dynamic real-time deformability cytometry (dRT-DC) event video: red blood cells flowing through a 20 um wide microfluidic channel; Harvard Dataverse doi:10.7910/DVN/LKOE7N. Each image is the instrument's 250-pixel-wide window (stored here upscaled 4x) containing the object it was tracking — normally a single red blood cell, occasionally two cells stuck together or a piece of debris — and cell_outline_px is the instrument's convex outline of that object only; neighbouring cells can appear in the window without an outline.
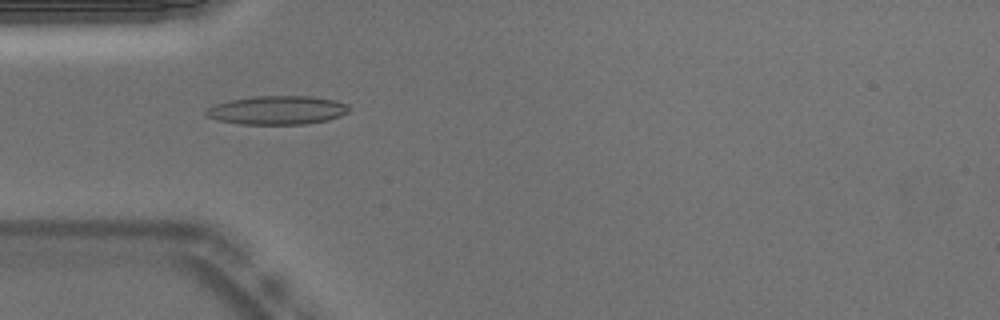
{"species": "Egyptian fruit bat (a non-hibernating species)", "species_latin": "Rousettus aegyptiacus", "temperature_condition": "warm", "stored_images_in_passage": 52, "camera_frame_rate_fps": 3000, "um_per_image_px": 0.085, "animal": {"sex": "male"}, "frame": {"image": 1, "passage_image": 15, "time_ms": 4.667, "image_size_px": [1000, 320], "cell_outline_px": [[348, 112], [340, 116], [328, 120], [304, 124], [240, 124], [216, 120], [204, 116], [204, 112], [208, 108], [216, 104], [232, 100], [252, 96], [312, 96], [336, 100], [348, 104]], "centroid_in_image_um": [23.56, 9.36], "position_along_channel_um": 61.4, "area_um2": 23.99}}
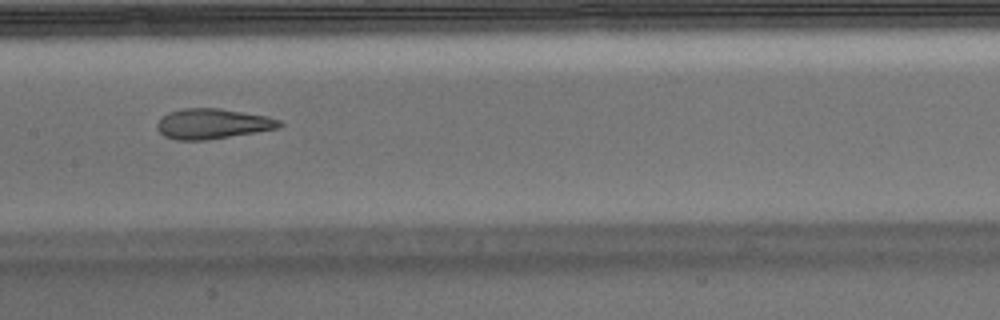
{"frame": {"image": 2, "passage_image": 25, "time_ms": 8.0, "image_size_px": [1000, 320], "cell_outline_px": [[284, 124], [280, 128], [256, 132], [204, 140], [176, 140], [164, 136], [156, 128], [156, 124], [168, 112], [184, 108], [216, 108], [268, 116], [280, 120]], "centroid_in_image_um": [18.08, 10.52], "position_along_channel_um": 189.3, "area_um2": 21.44}}
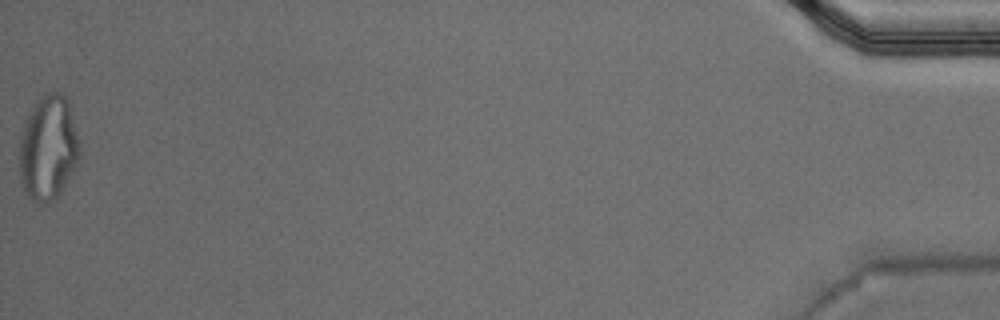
{"frame": {"image": 3, "passage_image": 52, "time_ms": 17.0, "image_size_px": [1000, 320], "cell_outline_px": [[80, 156], [64, 188], [56, 200], [40, 204], [32, 200], [24, 192], [20, 180], [20, 136], [24, 124], [36, 100], [44, 92], [60, 92], [68, 100], [80, 140]], "centroid_in_image_um": [4.11, 12.58], "position_along_channel_um": 431.1, "area_um2": 37.22}, "authors_computed_cell_mechanics": {"area_um2": 22.253, "velocity_mm_per_s": 3.8273, "shape_relaxation_time_tau1_ms": null, "shape_relaxation_time_tau2_ms": 2.1182, "deformation_change_tau1": null, "deformation_change_tau2": 0.1136}}